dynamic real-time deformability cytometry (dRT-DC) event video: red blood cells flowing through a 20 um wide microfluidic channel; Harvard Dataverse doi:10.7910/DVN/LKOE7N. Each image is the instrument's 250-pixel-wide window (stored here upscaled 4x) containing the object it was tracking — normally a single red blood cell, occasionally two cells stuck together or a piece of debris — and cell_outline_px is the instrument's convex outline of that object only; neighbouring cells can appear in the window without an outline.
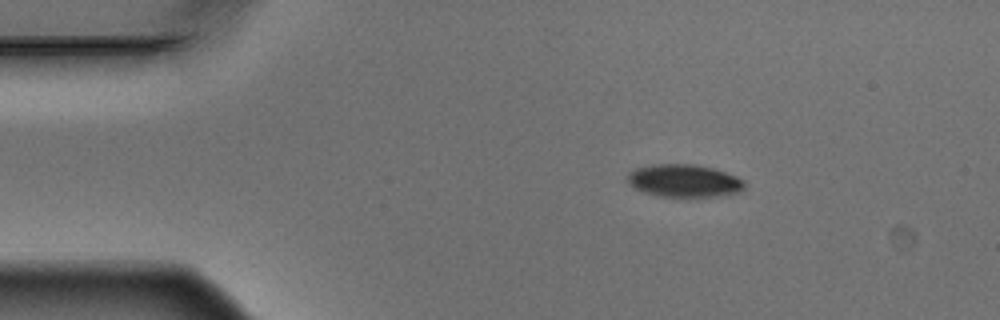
{"species": "Egyptian fruit bat (a non-hibernating species)", "species_latin": "Rousettus aegyptiacus", "temperature_condition": "warm", "stored_images_in_passage": 3, "camera_frame_rate_fps": 3000, "um_per_image_px": 0.085, "animal": {"sex": "male"}, "frame": {"image": 1, "passage_image": 1, "time_ms": 0.0, "image_size_px": [1000, 320], "cell_outline_px": [[744, 188], [740, 192], [720, 196], [656, 196], [644, 192], [628, 184], [628, 172], [636, 168], [652, 164], [696, 164], [716, 168], [736, 176], [744, 180]], "centroid_in_image_um": [58.16, 15.35], "position_along_channel_um": 26.8, "area_um2": 22.43}}